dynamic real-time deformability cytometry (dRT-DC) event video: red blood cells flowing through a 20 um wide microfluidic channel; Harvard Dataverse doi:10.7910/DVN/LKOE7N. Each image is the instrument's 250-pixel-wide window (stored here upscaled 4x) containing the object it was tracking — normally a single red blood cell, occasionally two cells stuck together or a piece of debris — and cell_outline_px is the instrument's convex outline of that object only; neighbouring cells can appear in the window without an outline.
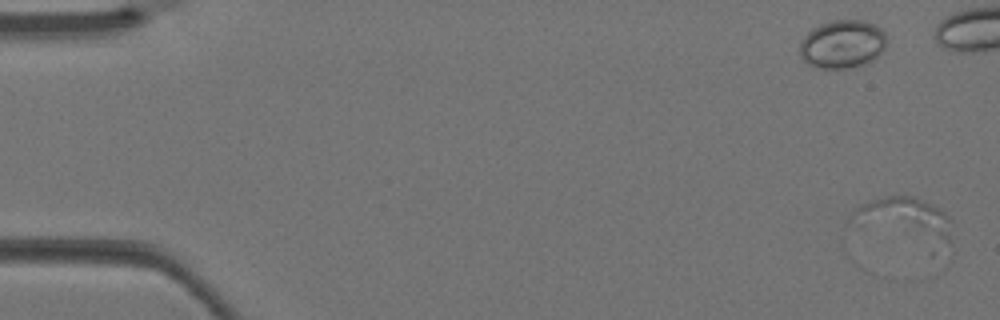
{"species": "Egyptian fruit bat (a non-hibernating species)", "species_latin": "Rousettus aegyptiacus", "temperature_condition": "warm", "stored_images_in_passage": 5, "camera_frame_rate_fps": 3000, "um_per_image_px": 0.085, "animal": {"sex": "female"}, "frame": {"image": 1, "passage_image": 1, "time_ms": 0.0, "image_size_px": [1000, 320], "cell_outline_px": [[948, 220], [920, 224], [916, 224], [852, 212], [860, 204], [872, 200], [888, 196], [912, 196], [940, 208], [948, 216]], "centroid_in_image_um": [76.73, 17.84], "position_along_channel_um": 8.3, "area_um2": 12.66}}